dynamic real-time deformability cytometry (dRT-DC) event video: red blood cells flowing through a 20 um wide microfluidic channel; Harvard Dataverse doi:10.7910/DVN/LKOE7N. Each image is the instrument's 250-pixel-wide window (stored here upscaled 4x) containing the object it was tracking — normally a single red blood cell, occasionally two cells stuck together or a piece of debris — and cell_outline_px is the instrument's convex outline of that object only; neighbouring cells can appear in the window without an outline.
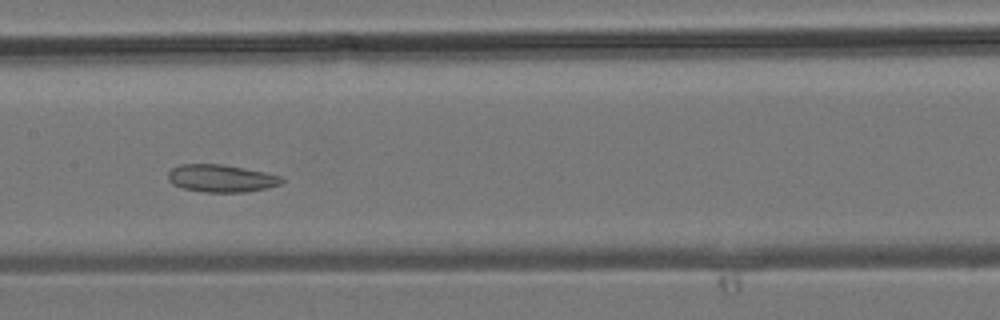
{"species": "common noctule bat (a hibernating species)", "species_latin": "Nyctalus noctula", "temperature_condition": "room temperature", "stored_images_in_passage": 30, "camera_frame_rate_fps": 3000, "um_per_image_px": 0.085, "animal": {"sex": "male", "body_mass_g": 19.2, "forearm_length_mm": 51.8}, "frame": {"image": 1, "passage_image": 12, "time_ms": 3.667, "image_size_px": [1000, 320], "cell_outline_px": [[284, 180], [280, 184], [268, 188], [244, 192], [204, 192], [184, 188], [172, 184], [168, 180], [168, 172], [172, 168], [180, 164], [220, 164], [244, 168], [284, 176]], "centroid_in_image_um": [18.81, 15.16], "position_along_channel_um": 188.6, "area_um2": 18.26}}
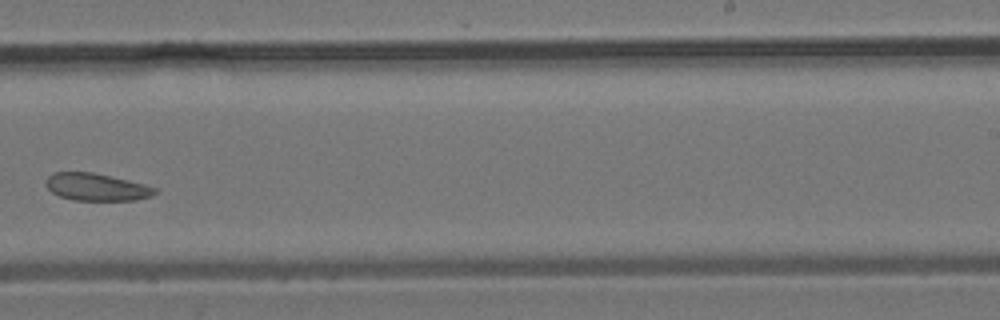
{"frame": {"image": 2, "passage_image": 17, "time_ms": 5.333, "image_size_px": [1000, 320], "cell_outline_px": [[156, 192], [152, 196], [136, 200], [72, 200], [60, 196], [52, 192], [44, 184], [44, 180], [52, 172], [92, 172], [112, 176], [144, 184], [156, 188]], "centroid_in_image_um": [8.16, 15.89], "position_along_channel_um": 280.8, "area_um2": 17.46}}
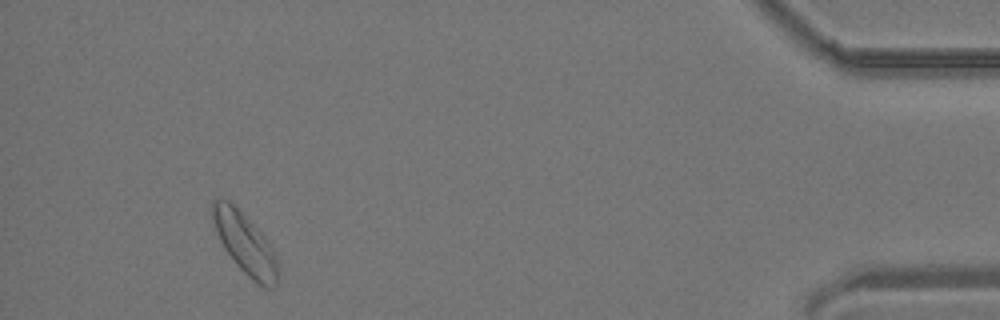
{"frame": {"image": 3, "passage_image": 28, "time_ms": 9.0, "image_size_px": [1000, 320], "cell_outline_px": [[276, 284], [264, 288], [252, 280], [236, 264], [224, 248], [216, 232], [212, 220], [212, 200], [228, 200], [268, 240], [276, 264]], "centroid_in_image_um": [20.77, 20.69], "position_along_channel_um": 414.4, "area_um2": 22.2}}